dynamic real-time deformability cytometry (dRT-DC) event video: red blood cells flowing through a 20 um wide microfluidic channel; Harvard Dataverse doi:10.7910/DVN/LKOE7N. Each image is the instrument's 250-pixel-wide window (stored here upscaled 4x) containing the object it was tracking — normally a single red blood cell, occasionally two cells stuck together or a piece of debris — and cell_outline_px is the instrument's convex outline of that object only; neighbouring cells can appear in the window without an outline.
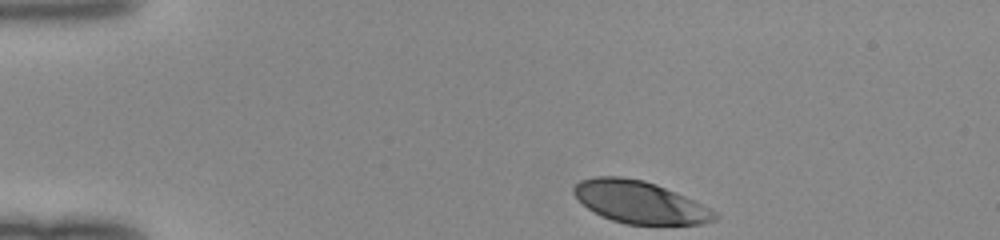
{"species": "human", "species_latin": "Homo sapiens", "temperature_condition": "room temperature", "stored_images_in_passage": 33, "camera_frame_rate_fps": 3000, "um_per_image_px": 0.085, "donor": {"sex": "female"}, "frame": {"image": 1, "passage_image": 1, "time_ms": 0.0, "image_size_px": [1000, 240], "cell_outline_px": [[720, 216], [716, 220], [700, 224], [624, 224], [612, 220], [588, 208], [572, 192], [572, 188], [580, 180], [596, 176], [620, 176], [644, 180], [656, 184], [676, 192], [716, 212]], "centroid_in_image_um": [54.38, 17.17], "position_along_channel_um": 30.6, "area_um2": 34.33}}
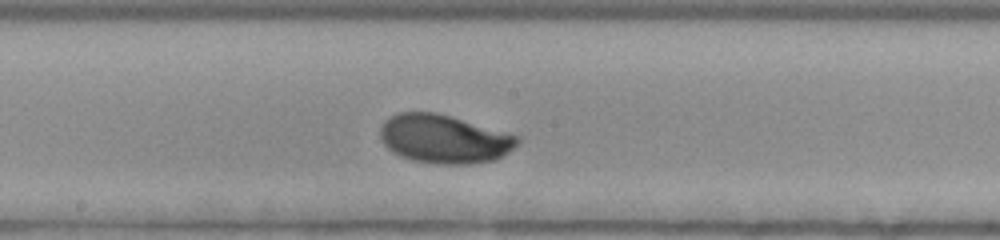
{"frame": {"image": 2, "passage_image": 19, "time_ms": 6.0, "image_size_px": [1000, 240], "cell_outline_px": [[520, 144], [496, 160], [472, 164], [436, 164], [412, 160], [400, 156], [388, 148], [380, 140], [380, 128], [384, 120], [396, 112], [436, 112], [452, 116], [520, 136]], "centroid_in_image_um": [37.76, 11.81], "position_along_channel_um": 210.4, "area_um2": 39.3}}
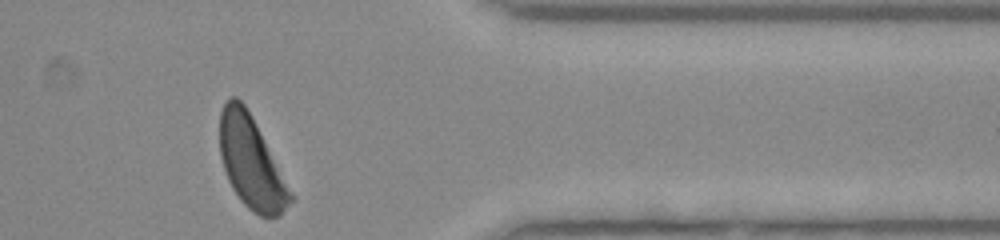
{"frame": {"image": 3, "passage_image": 33, "time_ms": 10.667, "image_size_px": [1000, 240], "cell_outline_px": [[292, 200], [280, 216], [260, 216], [252, 212], [240, 200], [232, 188], [228, 180], [220, 156], [220, 112], [228, 96], [236, 96], [244, 104], [292, 196]], "centroid_in_image_um": [21.28, 13.82], "position_along_channel_um": 390.1, "area_um2": 36.36}}